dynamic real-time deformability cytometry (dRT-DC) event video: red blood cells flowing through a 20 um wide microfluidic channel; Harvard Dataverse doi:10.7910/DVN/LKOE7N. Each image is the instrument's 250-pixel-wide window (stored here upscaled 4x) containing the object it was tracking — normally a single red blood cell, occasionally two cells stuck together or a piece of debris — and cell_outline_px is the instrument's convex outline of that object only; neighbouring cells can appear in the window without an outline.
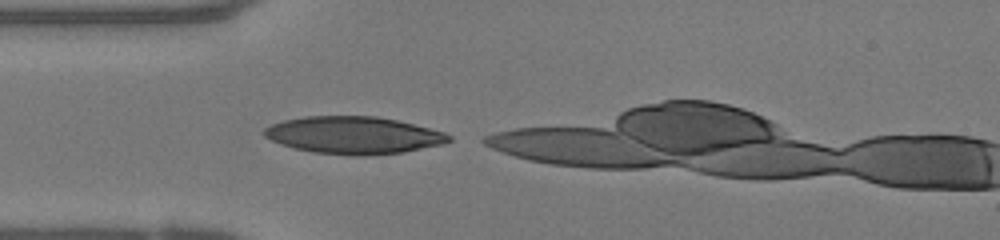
{"species": "human", "species_latin": "Homo sapiens", "temperature_condition": "warm", "stored_images_in_passage": 8, "camera_frame_rate_fps": 3000, "um_per_image_px": 0.085, "donor": {"sex": "female"}, "frame": {"image": 1, "passage_image": 1, "time_ms": 0.0, "image_size_px": [1000, 240], "cell_outline_px": [[452, 140], [444, 144], [404, 152], [364, 156], [352, 156], [312, 152], [292, 148], [280, 144], [264, 136], [260, 132], [264, 128], [272, 124], [284, 120], [304, 116], [376, 116], [396, 120], [444, 132], [452, 136]], "centroid_in_image_um": [30.02, 11.5], "position_along_channel_um": 55.0, "area_um2": 40.4}}
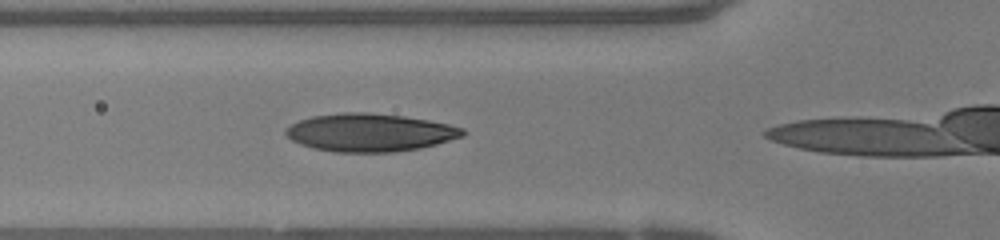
{"frame": {"image": 2, "passage_image": 4, "time_ms": 1.0, "image_size_px": [1000, 240], "cell_outline_px": [[464, 136], [436, 144], [420, 148], [392, 152], [332, 152], [312, 148], [300, 144], [292, 140], [284, 132], [292, 124], [300, 120], [312, 116], [344, 112], [368, 112], [404, 116], [428, 120], [448, 124], [464, 128]], "centroid_in_image_um": [31.44, 11.26], "position_along_channel_um": 94.4, "area_um2": 39.07}}
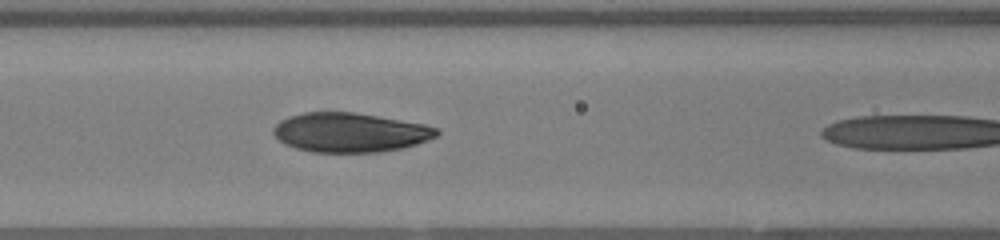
{"frame": {"image": 3, "passage_image": 7, "time_ms": 2.0, "image_size_px": [1000, 240], "cell_outline_px": [[440, 132], [436, 136], [428, 140], [416, 144], [400, 148], [380, 152], [312, 152], [296, 148], [284, 144], [272, 132], [272, 128], [280, 120], [288, 116], [304, 112], [356, 112], [424, 124], [440, 128]], "centroid_in_image_um": [29.74, 11.25], "position_along_channel_um": 136.9, "area_um2": 37.57}}